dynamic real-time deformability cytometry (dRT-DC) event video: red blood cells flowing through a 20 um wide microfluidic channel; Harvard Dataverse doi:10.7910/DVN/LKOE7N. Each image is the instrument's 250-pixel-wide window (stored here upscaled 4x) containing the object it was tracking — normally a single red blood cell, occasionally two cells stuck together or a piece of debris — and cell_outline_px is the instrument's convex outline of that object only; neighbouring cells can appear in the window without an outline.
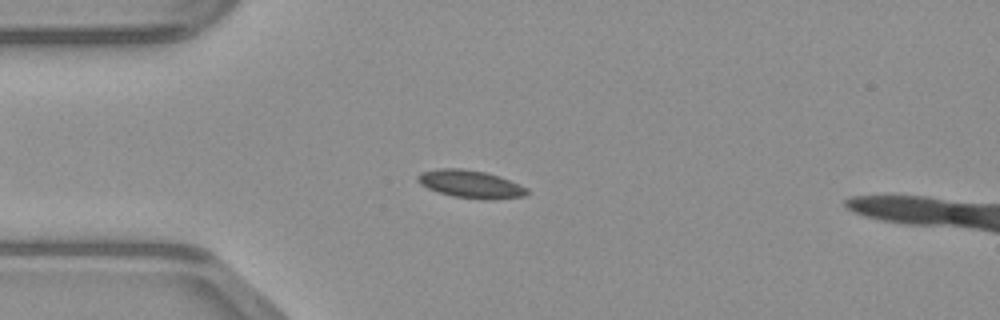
{"species": "common noctule bat (a hibernating species)", "species_latin": "Nyctalus noctula", "temperature_condition": "warm", "stored_images_in_passage": 43, "segment_of_instrument_passage": [1, 2], "camera_frame_rate_fps": 3000, "um_per_image_px": 0.085, "animal": {"sex": "male", "body_mass_g": 23.1, "forearm_length_mm": 52.7}, "frame": {"image": 1, "passage_image": 6, "time_ms": 1.667, "image_size_px": [1000, 320], "cell_outline_px": [[528, 196], [492, 200], [488, 200], [452, 196], [428, 188], [420, 184], [416, 180], [416, 176], [424, 172], [440, 168], [460, 168], [484, 172], [508, 180], [528, 188]], "centroid_in_image_um": [40.01, 15.66], "position_along_channel_um": 45.0, "area_um2": 17.51}}
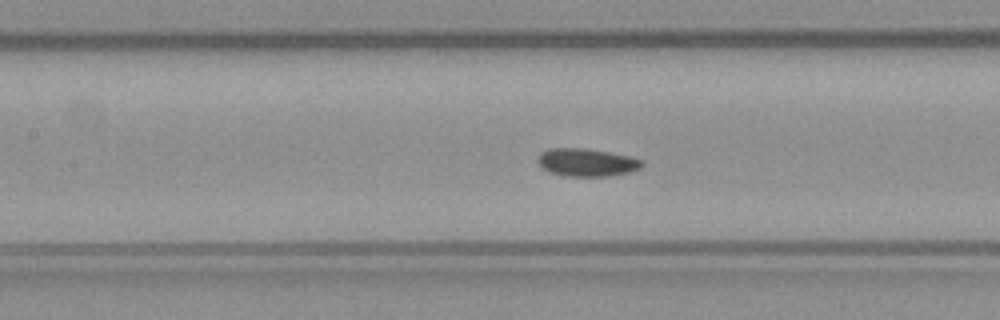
{"frame": {"image": 2, "passage_image": 15, "time_ms": 4.667, "image_size_px": [1000, 320], "cell_outline_px": [[644, 164], [640, 168], [628, 172], [608, 176], [564, 176], [552, 172], [544, 168], [540, 164], [540, 152], [548, 148], [588, 148], [628, 156], [644, 160]], "centroid_in_image_um": [49.91, 13.79], "position_along_channel_um": 157.5, "area_um2": 16.7}}
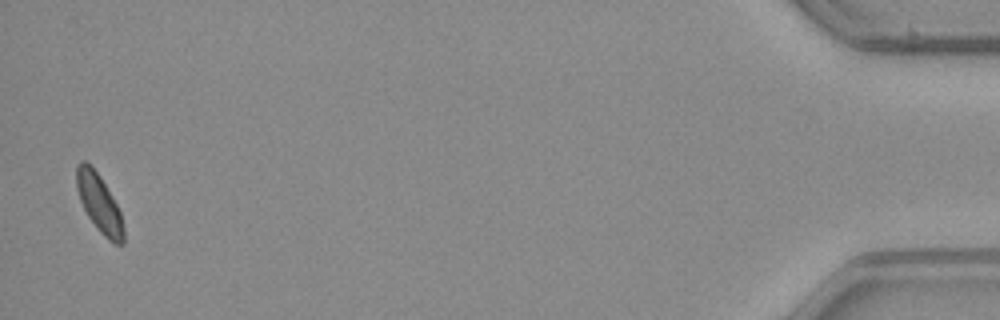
{"frame": {"image": 3, "passage_image": 41, "time_ms": 13.333, "image_size_px": [1000, 320], "cell_outline_px": [[124, 244], [116, 244], [108, 240], [100, 232], [88, 216], [80, 200], [76, 188], [76, 164], [80, 160], [84, 160], [92, 164], [100, 176], [116, 204], [120, 212], [124, 228]], "centroid_in_image_um": [8.41, 17.24], "position_along_channel_um": 426.8, "area_um2": 15.95}}